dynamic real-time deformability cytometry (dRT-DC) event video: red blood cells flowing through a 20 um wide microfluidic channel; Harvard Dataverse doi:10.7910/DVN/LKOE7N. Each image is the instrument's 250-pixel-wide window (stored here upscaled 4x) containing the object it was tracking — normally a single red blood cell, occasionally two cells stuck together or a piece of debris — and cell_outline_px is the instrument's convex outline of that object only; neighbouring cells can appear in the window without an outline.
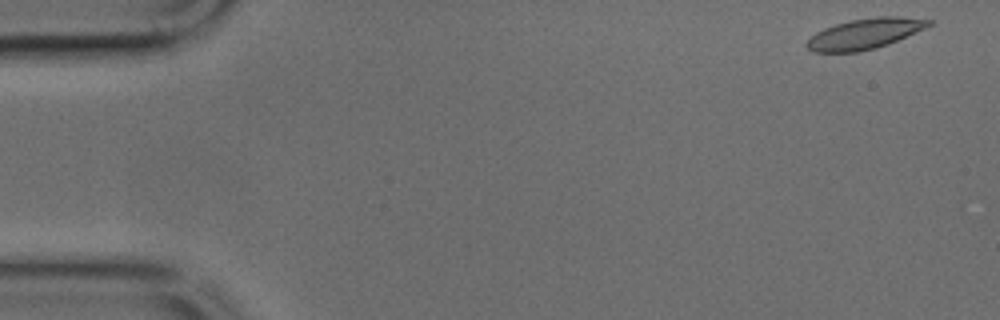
{"species": "common noctule bat (a hibernating species)", "species_latin": "Nyctalus noctula", "temperature_condition": "cold", "stored_images_in_passage": 47, "camera_frame_rate_fps": 3000, "um_per_image_px": 0.085, "animal": {"sex": "male", "body_mass_g": 17.9, "forearm_length_mm": 54.2}, "frame": {"image": 1, "passage_image": 1, "time_ms": 0.0, "image_size_px": [1000, 320], "cell_outline_px": [[932, 24], [924, 28], [888, 44], [876, 48], [860, 52], [812, 52], [804, 44], [816, 32], [824, 28], [836, 24], [852, 20], [880, 16], [896, 16], [932, 20]], "centroid_in_image_um": [73.47, 2.88], "position_along_channel_um": 11.5, "area_um2": 21.44}}
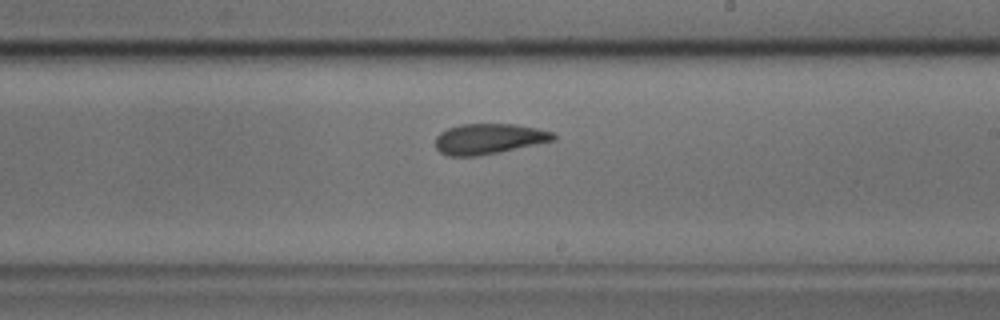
{"frame": {"image": 2, "passage_image": 27, "time_ms": 8.667, "image_size_px": [1000, 320], "cell_outline_px": [[556, 140], [500, 152], [480, 156], [448, 156], [440, 152], [436, 148], [436, 136], [440, 132], [448, 128], [460, 124], [516, 124], [536, 128], [552, 132], [556, 136]], "centroid_in_image_um": [41.54, 11.8], "position_along_channel_um": 247.5, "area_um2": 21.04}}
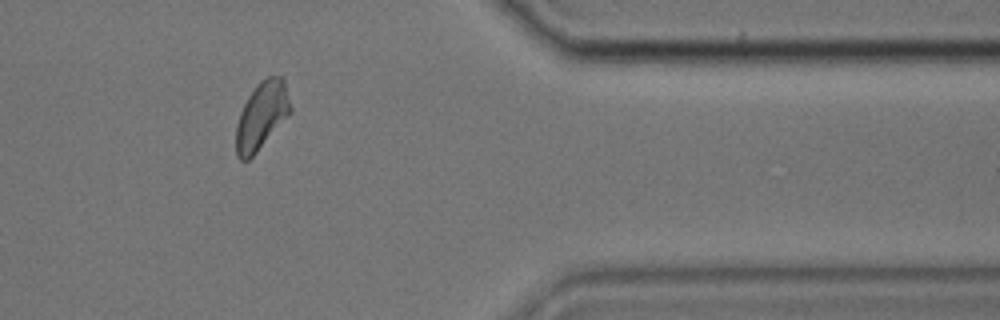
{"frame": {"image": 3, "passage_image": 39, "time_ms": 12.667, "image_size_px": [1000, 320], "cell_outline_px": [[292, 112], [256, 152], [248, 160], [240, 160], [236, 156], [236, 124], [240, 112], [248, 96], [256, 84], [260, 80], [268, 76], [280, 76], [284, 80], [292, 108]], "centroid_in_image_um": [22.24, 9.82], "position_along_channel_um": 389.2, "area_um2": 21.39}}